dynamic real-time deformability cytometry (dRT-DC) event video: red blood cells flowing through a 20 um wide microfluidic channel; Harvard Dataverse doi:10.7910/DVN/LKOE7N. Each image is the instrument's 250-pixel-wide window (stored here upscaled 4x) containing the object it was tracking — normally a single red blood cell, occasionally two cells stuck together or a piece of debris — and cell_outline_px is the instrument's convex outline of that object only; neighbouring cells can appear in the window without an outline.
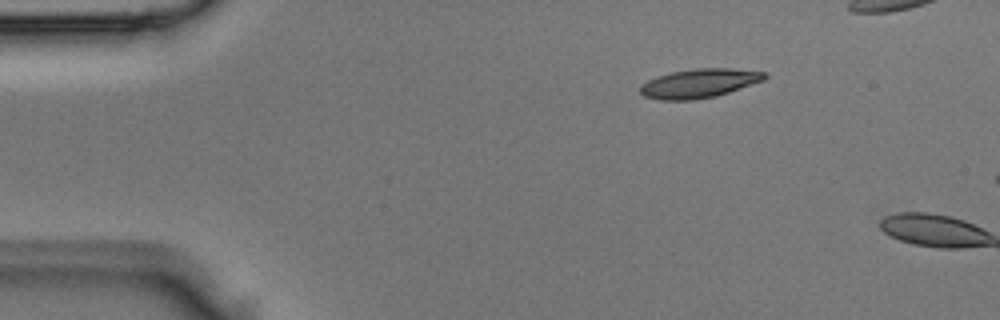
{"species": "Egyptian fruit bat (a non-hibernating species)", "species_latin": "Rousettus aegyptiacus", "temperature_condition": "room temperature", "stored_images_in_passage": 4, "segment_of_instrument_passage": [2, 2], "camera_frame_rate_fps": 3000, "um_per_image_px": 0.085, "animal": {"sex": "male"}, "frame": {"image": 1, "passage_image": 4, "time_ms": 1.0, "image_size_px": [1000, 320], "cell_outline_px": [[768, 76], [764, 80], [716, 96], [692, 100], [660, 100], [644, 96], [640, 92], [640, 84], [648, 80], [672, 72], [696, 68], [728, 68], [764, 72]], "centroid_in_image_um": [59.41, 7.09], "position_along_channel_um": 25.6, "area_um2": 20.81}}